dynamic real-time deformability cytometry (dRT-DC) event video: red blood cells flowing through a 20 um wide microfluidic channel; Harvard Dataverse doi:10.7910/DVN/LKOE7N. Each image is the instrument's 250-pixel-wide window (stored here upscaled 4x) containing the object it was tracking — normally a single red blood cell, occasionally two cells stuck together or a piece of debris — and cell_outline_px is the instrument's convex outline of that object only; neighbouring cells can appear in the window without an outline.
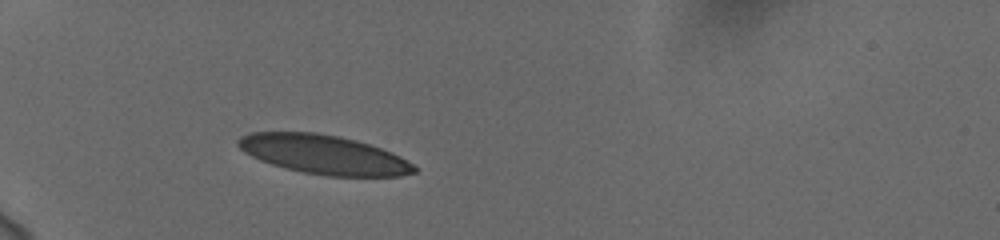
{"species": "human", "species_latin": "Homo sapiens", "temperature_condition": "cold", "stored_images_in_passage": 38, "camera_frame_rate_fps": 3000, "um_per_image_px": 0.085, "donor": {"sex": "female"}, "frame": {"image": 1, "passage_image": 1, "time_ms": 0.0, "image_size_px": [1000, 240], "cell_outline_px": [[416, 172], [400, 176], [328, 176], [304, 172], [272, 164], [260, 160], [244, 152], [236, 144], [236, 140], [240, 136], [252, 132], [316, 132], [340, 136], [356, 140], [392, 152], [400, 156], [412, 164], [416, 168]], "centroid_in_image_um": [27.5, 13.12], "position_along_channel_um": 57.5, "area_um2": 39.94}}
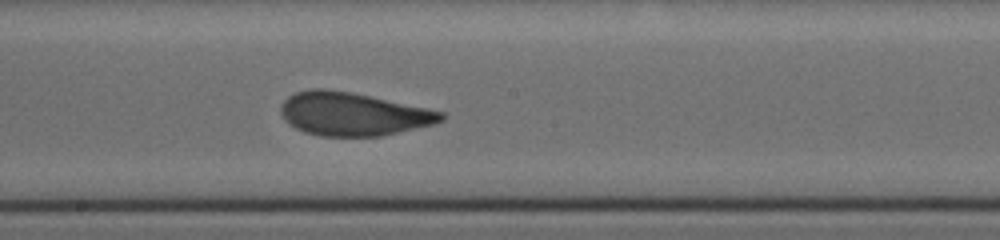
{"frame": {"image": 2, "passage_image": 16, "time_ms": 5.0, "image_size_px": [1000, 240], "cell_outline_px": [[444, 120], [432, 124], [380, 136], [320, 136], [304, 132], [288, 124], [284, 120], [280, 112], [280, 108], [284, 100], [288, 96], [296, 92], [312, 88], [324, 88], [348, 92], [428, 108], [444, 112]], "centroid_in_image_um": [29.95, 9.69], "position_along_channel_um": 218.2, "area_um2": 40.11}}
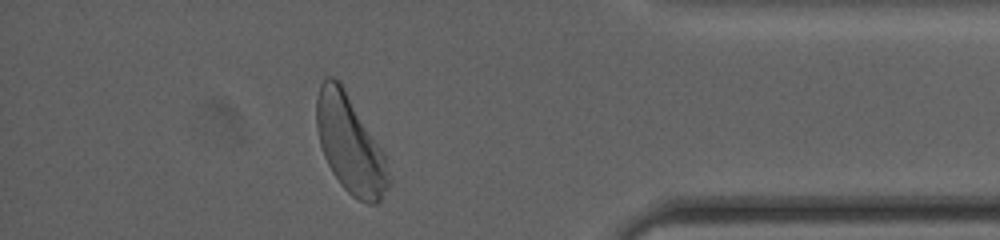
{"frame": {"image": 3, "passage_image": 33, "time_ms": 10.667, "image_size_px": [1000, 240], "cell_outline_px": [[388, 188], [380, 200], [376, 204], [368, 204], [352, 196], [340, 184], [332, 172], [324, 156], [320, 144], [316, 124], [316, 96], [320, 84], [324, 76], [332, 76], [340, 80], [384, 152], [388, 176]], "centroid_in_image_um": [29.72, 12.21], "position_along_channel_um": 405.5, "area_um2": 40.98}, "authors_computed_cell_mechanics": {"area_um2": 40.6623, "velocity_mm_per_s": 3.6931, "shape_relaxation_time_tau1_ms": 3.9375, "shape_relaxation_time_tau2_ms": 0.8055, "deformation_change_tau1": 0.1541, "deformation_change_tau2": 0.0692}}